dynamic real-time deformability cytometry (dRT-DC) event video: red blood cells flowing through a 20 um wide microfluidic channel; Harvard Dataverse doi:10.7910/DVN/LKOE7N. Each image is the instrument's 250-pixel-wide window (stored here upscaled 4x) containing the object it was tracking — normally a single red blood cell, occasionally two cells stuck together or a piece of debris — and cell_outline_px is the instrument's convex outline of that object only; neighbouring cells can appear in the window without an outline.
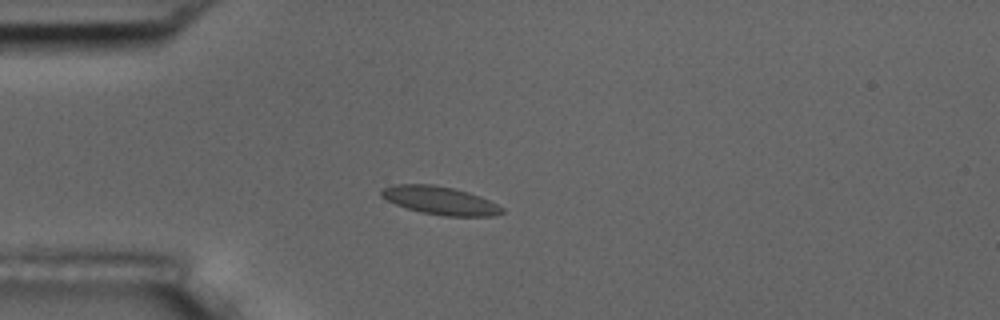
{"species": "common noctule bat (a hibernating species)", "species_latin": "Nyctalus noctula", "temperature_condition": "room temperature", "stored_images_in_passage": 10, "camera_frame_rate_fps": 3000, "um_per_image_px": 0.085, "animal": {"sex": "male", "body_mass_g": 17.5, "forearm_length_mm": 52.3}, "frame": {"image": 1, "passage_image": 4, "time_ms": 4.333, "image_size_px": [1000, 320], "cell_outline_px": [[504, 212], [496, 216], [444, 216], [420, 212], [396, 204], [380, 196], [380, 192], [384, 188], [392, 184], [432, 184], [452, 188], [468, 192], [480, 196], [504, 208]], "centroid_in_image_um": [37.41, 17.04], "position_along_channel_um": 47.6, "area_um2": 19.71}}
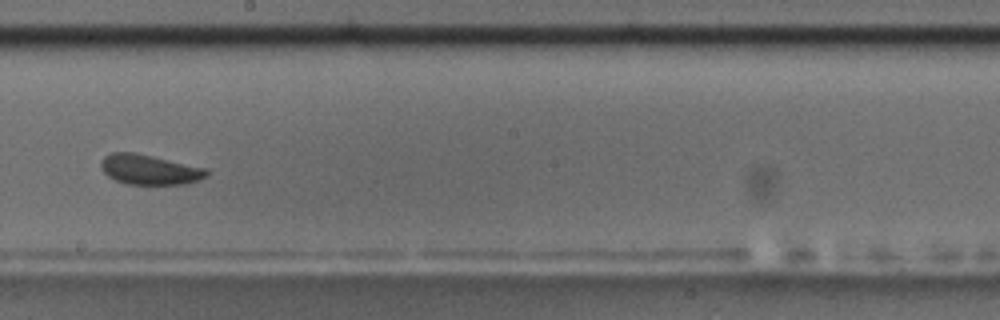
{"frame": {"image": 2, "passage_image": 9, "time_ms": 10.0, "image_size_px": [1000, 320], "cell_outline_px": [[208, 176], [184, 184], [128, 184], [116, 180], [108, 176], [100, 168], [100, 160], [104, 156], [112, 152], [136, 152], [208, 168]], "centroid_in_image_um": [12.69, 14.4], "position_along_channel_um": 235.5, "area_um2": 18.61}}
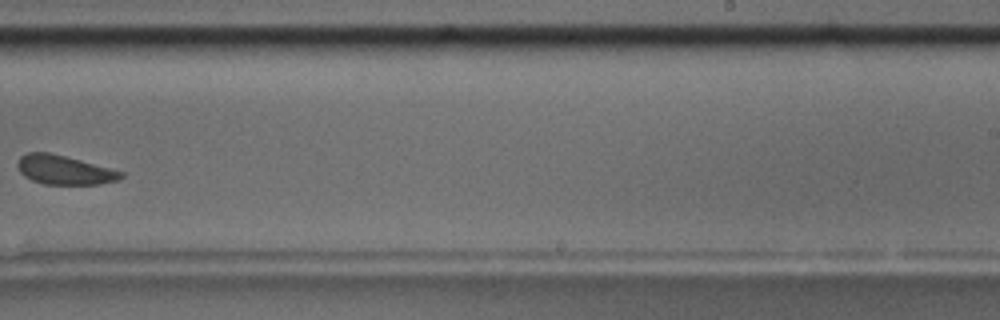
{"frame": {"image": 3, "passage_image": 10, "time_ms": 11.333, "image_size_px": [1000, 320], "cell_outline_px": [[124, 176], [120, 180], [96, 184], [44, 184], [32, 180], [24, 176], [16, 168], [16, 160], [20, 156], [28, 152], [48, 152], [80, 160], [124, 172]], "centroid_in_image_um": [5.42, 14.44], "position_along_channel_um": 283.6, "area_um2": 17.57}}